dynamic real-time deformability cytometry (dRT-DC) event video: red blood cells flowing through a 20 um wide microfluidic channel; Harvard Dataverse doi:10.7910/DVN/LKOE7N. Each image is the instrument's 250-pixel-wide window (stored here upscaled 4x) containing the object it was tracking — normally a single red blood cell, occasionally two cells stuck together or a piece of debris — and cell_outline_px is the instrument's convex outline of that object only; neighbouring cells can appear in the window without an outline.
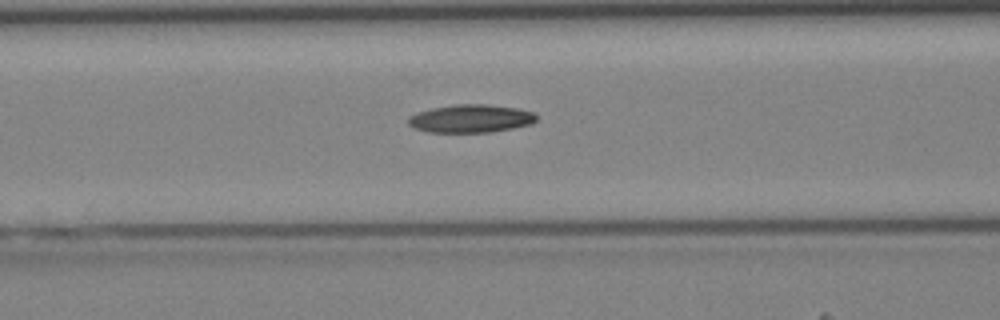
{"species": "Egyptian fruit bat (a non-hibernating species)", "species_latin": "Rousettus aegyptiacus", "temperature_condition": "cold", "stored_images_in_passage": 25, "camera_frame_rate_fps": 3000, "um_per_image_px": 0.085, "animal": {"sex": "female"}, "frame": {"image": 1, "passage_image": 15, "time_ms": 4.667, "image_size_px": [1000, 320], "cell_outline_px": [[536, 120], [532, 124], [512, 128], [488, 132], [428, 132], [416, 128], [408, 124], [408, 116], [416, 112], [432, 108], [456, 104], [488, 104], [520, 108], [536, 112]], "centroid_in_image_um": [40.04, 10.06], "position_along_channel_um": 126.6, "area_um2": 21.1}}
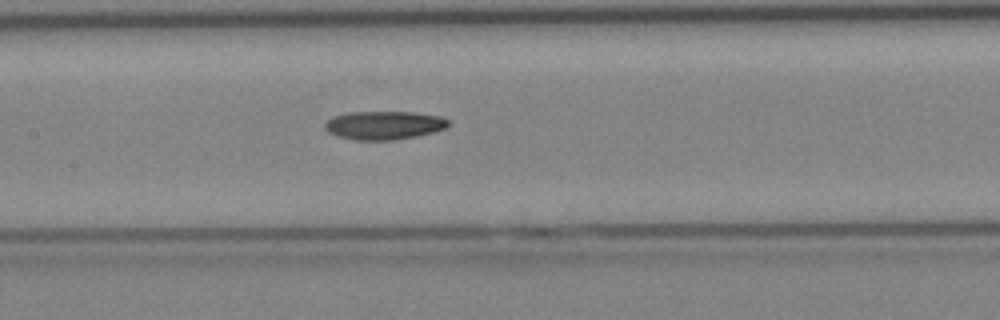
{"frame": {"image": 2, "passage_image": 18, "time_ms": 5.667, "image_size_px": [1000, 320], "cell_outline_px": [[448, 124], [444, 128], [432, 132], [416, 136], [392, 140], [356, 140], [336, 136], [328, 132], [324, 128], [324, 124], [332, 116], [352, 112], [412, 112], [440, 116], [448, 120]], "centroid_in_image_um": [32.59, 10.65], "position_along_channel_um": 174.8, "area_um2": 20.35}}
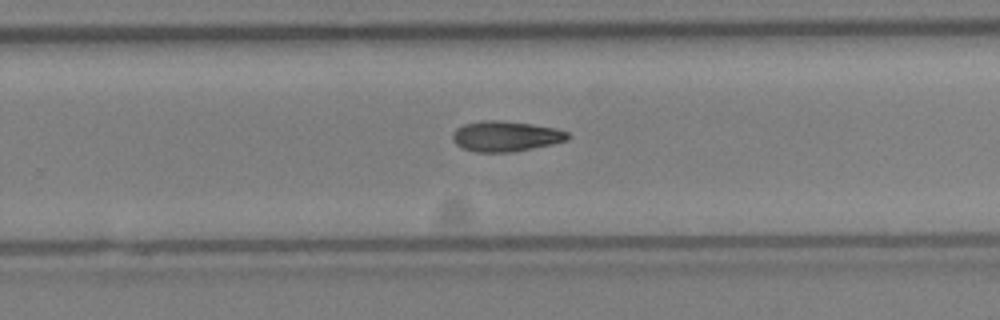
{"frame": {"image": 3, "passage_image": 25, "time_ms": 8.0, "image_size_px": [1000, 320], "cell_outline_px": [[568, 140], [552, 144], [512, 152], [476, 152], [464, 148], [456, 144], [452, 140], [452, 136], [456, 128], [464, 124], [480, 120], [500, 120], [532, 124], [556, 128], [568, 132]], "centroid_in_image_um": [42.97, 11.57], "position_along_channel_um": 286.8, "area_um2": 20.4}}